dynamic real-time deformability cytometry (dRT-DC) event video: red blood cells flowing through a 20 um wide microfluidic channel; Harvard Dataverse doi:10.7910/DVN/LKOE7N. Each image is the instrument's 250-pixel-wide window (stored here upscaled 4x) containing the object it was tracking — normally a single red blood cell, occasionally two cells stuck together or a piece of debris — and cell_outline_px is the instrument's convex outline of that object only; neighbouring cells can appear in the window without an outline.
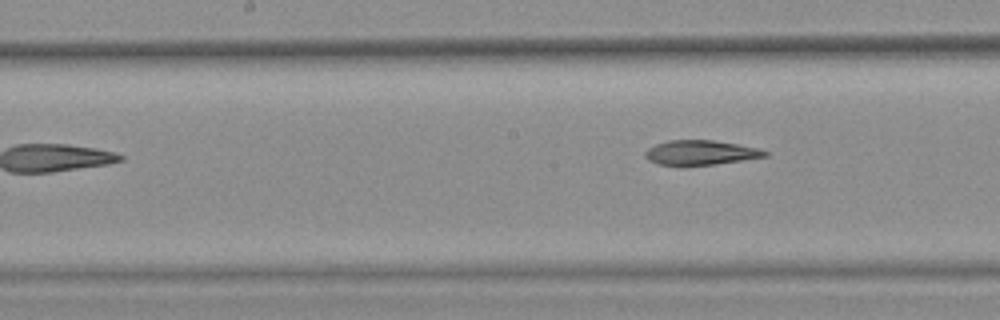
{"species": "common noctule bat (a hibernating species)", "species_latin": "Nyctalus noctula", "temperature_condition": "warm", "stored_images_in_passage": 6, "camera_frame_rate_fps": 3000, "um_per_image_px": 0.085, "animal": {"sex": "female", "body_mass_g": 25.1}, "frame": {"image": 1, "passage_image": 6, "time_ms": 1.667, "image_size_px": [1000, 320], "cell_outline_px": [[768, 156], [716, 164], [660, 164], [648, 160], [644, 156], [644, 152], [648, 148], [656, 144], [668, 140], [712, 140], [760, 148], [768, 152]], "centroid_in_image_um": [59.56, 12.95], "position_along_channel_um": 188.6, "area_um2": 16.88}}